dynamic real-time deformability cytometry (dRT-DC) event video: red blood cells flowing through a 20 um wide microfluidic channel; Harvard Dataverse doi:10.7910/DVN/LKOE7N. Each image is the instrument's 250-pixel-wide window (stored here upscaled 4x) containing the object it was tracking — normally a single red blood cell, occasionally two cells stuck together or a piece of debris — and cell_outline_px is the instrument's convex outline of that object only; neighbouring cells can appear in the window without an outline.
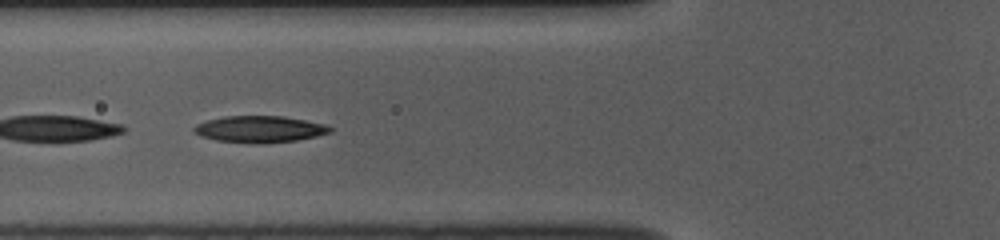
{"species": "common noctule bat (a hibernating species)", "species_latin": "Nyctalus noctula", "temperature_condition": "room temperature", "stored_images_in_passage": 35, "camera_frame_rate_fps": 3000, "um_per_image_px": 0.085, "animal": {"sex": "female", "body_mass_g": 10.0, "forearm_length_mm": 53.1}, "frame": {"image": 1, "passage_image": 6, "time_ms": 1.667, "image_size_px": [1000, 240], "cell_outline_px": [[332, 132], [316, 136], [296, 140], [260, 144], [216, 140], [200, 136], [192, 132], [192, 128], [196, 124], [208, 120], [224, 116], [284, 116], [324, 124], [332, 128]], "centroid_in_image_um": [22.03, 10.98], "position_along_channel_um": 103.8, "area_um2": 21.1}}
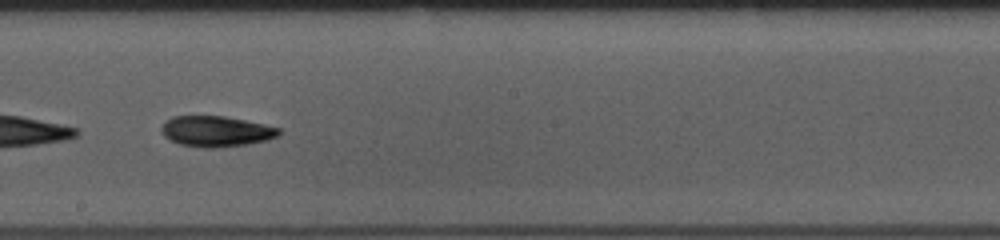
{"frame": {"image": 2, "passage_image": 16, "time_ms": 5.0, "image_size_px": [1000, 240], "cell_outline_px": [[280, 132], [276, 136], [268, 140], [248, 144], [216, 148], [204, 148], [180, 144], [164, 136], [160, 132], [160, 128], [172, 116], [224, 116], [264, 124], [280, 128]], "centroid_in_image_um": [18.37, 11.17], "position_along_channel_um": 229.8, "area_um2": 20.92}, "authors_computed_cell_mechanics": {"area_um2": 20.23, "velocity_mm_per_s": 3.7758, "shape_relaxation_time_tau1_ms": 3.9246, "shape_relaxation_time_tau2_ms": 6.5687, "deformation_change_tau1": 0.1311, "deformation_change_tau2": 0.1313}}